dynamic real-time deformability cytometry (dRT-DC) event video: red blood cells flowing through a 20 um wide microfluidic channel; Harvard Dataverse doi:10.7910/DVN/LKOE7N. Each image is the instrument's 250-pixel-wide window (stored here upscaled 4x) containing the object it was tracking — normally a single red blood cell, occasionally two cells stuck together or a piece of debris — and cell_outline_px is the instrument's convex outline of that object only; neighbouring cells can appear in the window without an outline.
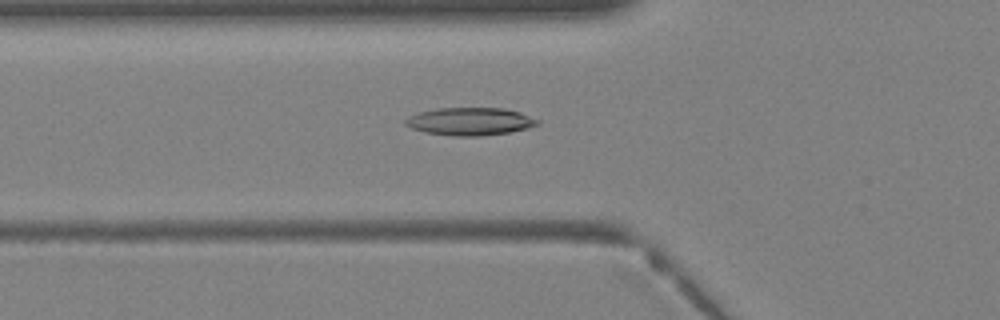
{"species": "Egyptian fruit bat (a non-hibernating species)", "species_latin": "Rousettus aegyptiacus", "temperature_condition": "warm", "stored_images_in_passage": 35, "camera_frame_rate_fps": 3000, "um_per_image_px": 0.085, "animal": {"sex": "female"}, "frame": {"image": 1, "passage_image": 10, "time_ms": 3.0, "image_size_px": [1000, 320], "cell_outline_px": [[540, 124], [528, 128], [508, 132], [480, 136], [452, 136], [424, 132], [412, 128], [404, 124], [404, 120], [408, 116], [416, 112], [436, 108], [504, 108], [520, 112], [540, 120]], "centroid_in_image_um": [39.93, 10.31], "position_along_channel_um": 85.9, "area_um2": 21.56}}
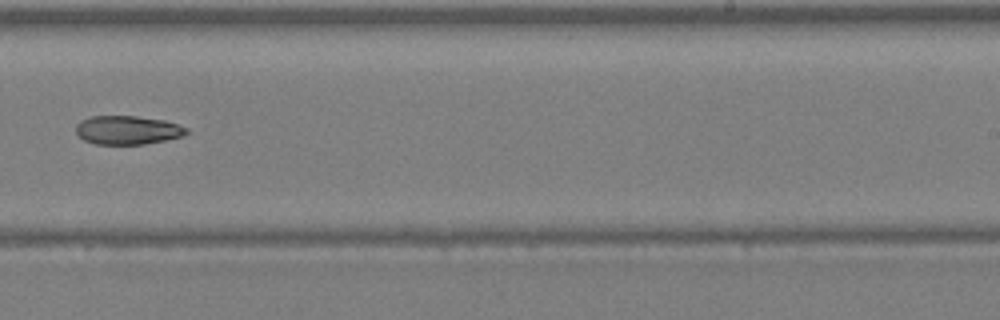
{"frame": {"image": 2, "passage_image": 21, "time_ms": 6.667, "image_size_px": [1000, 320], "cell_outline_px": [[188, 132], [184, 136], [144, 144], [96, 144], [84, 140], [76, 132], [76, 124], [80, 120], [92, 116], [136, 116], [164, 120], [188, 128]], "centroid_in_image_um": [10.83, 11.05], "position_along_channel_um": 278.2, "area_um2": 18.44}}
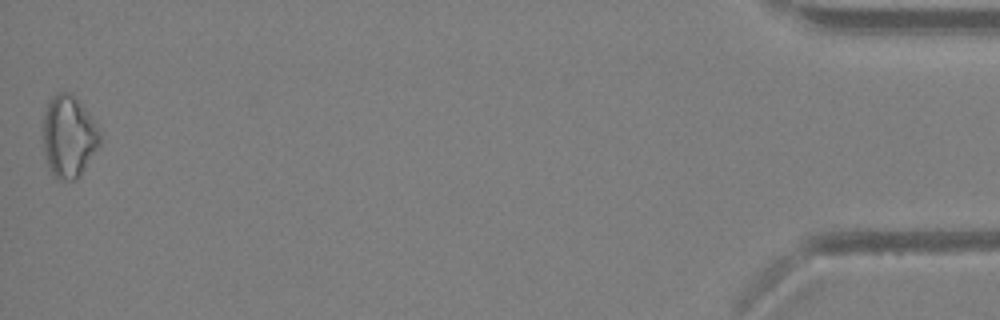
{"frame": {"image": 3, "passage_image": 35, "time_ms": 11.333, "image_size_px": [1000, 320], "cell_outline_px": [[100, 144], [80, 176], [76, 180], [60, 180], [52, 176], [44, 152], [44, 112], [52, 96], [56, 92], [68, 92], [80, 100], [96, 124], [100, 136]], "centroid_in_image_um": [5.85, 11.6], "position_along_channel_um": 429.4, "area_um2": 27.11}}